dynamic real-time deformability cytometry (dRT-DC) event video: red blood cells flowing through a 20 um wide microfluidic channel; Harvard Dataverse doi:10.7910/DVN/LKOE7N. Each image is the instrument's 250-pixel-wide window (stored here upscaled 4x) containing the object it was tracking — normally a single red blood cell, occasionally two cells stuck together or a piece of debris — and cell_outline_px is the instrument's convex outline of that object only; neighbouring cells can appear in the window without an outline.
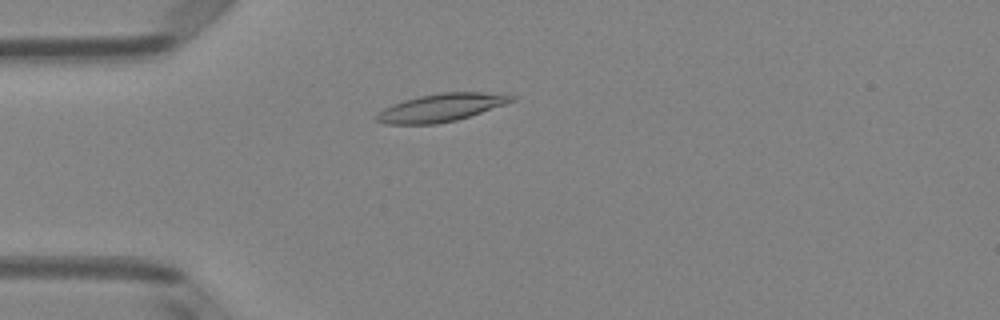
{"species": "Egyptian fruit bat (a non-hibernating species)", "species_latin": "Rousettus aegyptiacus", "temperature_condition": "room temperature", "stored_images_in_passage": 2, "camera_frame_rate_fps": 3000, "um_per_image_px": 0.085, "animal": {"sex": "female"}, "frame": {"image": 1, "passage_image": 1, "time_ms": 0.0, "image_size_px": [1000, 320], "cell_outline_px": [[516, 100], [456, 120], [436, 124], [384, 124], [376, 120], [372, 116], [384, 108], [392, 104], [404, 100], [420, 96], [440, 92], [480, 92], [516, 96]], "centroid_in_image_um": [37.42, 9.15], "position_along_channel_um": 47.6, "area_um2": 21.73}}